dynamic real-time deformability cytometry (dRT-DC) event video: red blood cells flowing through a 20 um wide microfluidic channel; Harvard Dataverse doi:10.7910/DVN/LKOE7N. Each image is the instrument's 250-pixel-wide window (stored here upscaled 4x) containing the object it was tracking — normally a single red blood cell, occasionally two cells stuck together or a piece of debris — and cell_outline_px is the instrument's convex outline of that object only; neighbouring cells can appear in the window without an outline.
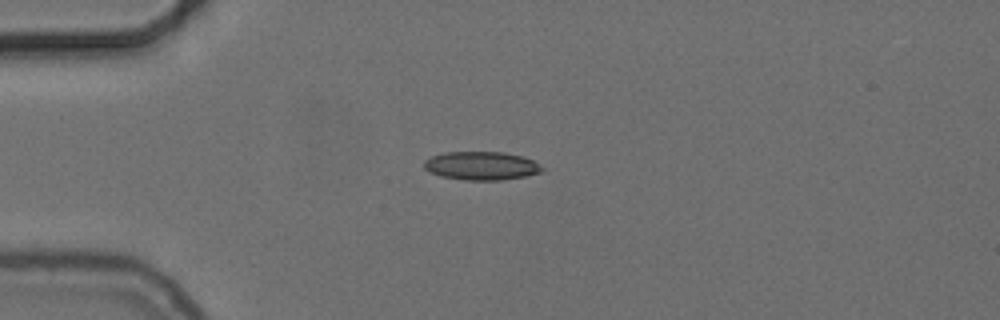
{"species": "common noctule bat (a hibernating species)", "species_latin": "Nyctalus noctula", "temperature_condition": "cold", "stored_images_in_passage": 42, "camera_frame_rate_fps": 3000, "um_per_image_px": 0.085, "animal": {"sex": "female", "body_mass_g": 24.6, "forearm_length_mm": 56.2}, "frame": {"image": 1, "passage_image": 1, "time_ms": 0.0, "image_size_px": [1000, 320], "cell_outline_px": [[544, 168], [540, 172], [524, 176], [504, 180], [464, 180], [440, 176], [424, 168], [424, 160], [432, 156], [444, 152], [504, 152], [524, 156], [532, 160]], "centroid_in_image_um": [40.91, 14.09], "position_along_channel_um": 44.1, "area_um2": 19.54}}
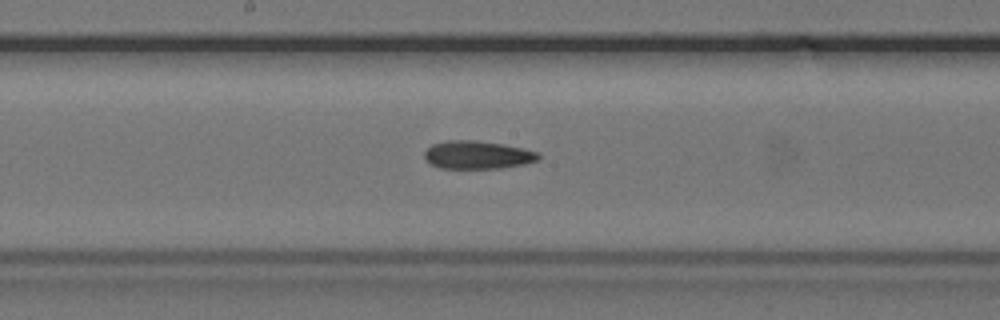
{"frame": {"image": 2, "passage_image": 16, "time_ms": 5.0, "image_size_px": [1000, 320], "cell_outline_px": [[540, 156], [536, 160], [524, 164], [500, 168], [440, 168], [432, 164], [424, 156], [424, 152], [432, 144], [448, 140], [476, 140], [504, 144], [524, 148], [540, 152]], "centroid_in_image_um": [40.61, 13.15], "position_along_channel_um": 207.6, "area_um2": 18.61}}
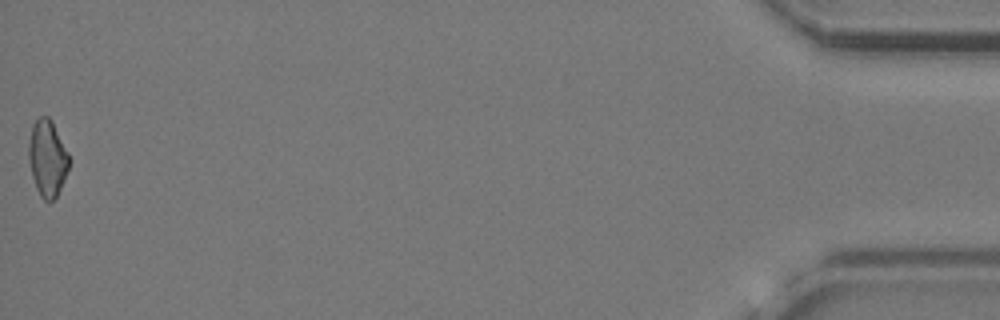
{"frame": {"image": 3, "passage_image": 42, "time_ms": 13.667, "image_size_px": [1000, 320], "cell_outline_px": [[72, 160], [64, 180], [56, 196], [52, 200], [44, 200], [40, 196], [36, 188], [32, 176], [28, 160], [28, 144], [32, 124], [40, 116], [48, 116], [52, 120]], "centroid_in_image_um": [4.03, 13.42], "position_along_channel_um": 431.2, "area_um2": 18.21}, "authors_computed_cell_mechanics": {"area_um2": 18.2359, "velocity_mm_per_s": 3.7212, "shape_relaxation_time_tau1_ms": 8.4259, "shape_relaxation_time_tau2_ms": 5.5143, "deformation_change_tau1": 0.1711, "deformation_change_tau2": 0.1626}}